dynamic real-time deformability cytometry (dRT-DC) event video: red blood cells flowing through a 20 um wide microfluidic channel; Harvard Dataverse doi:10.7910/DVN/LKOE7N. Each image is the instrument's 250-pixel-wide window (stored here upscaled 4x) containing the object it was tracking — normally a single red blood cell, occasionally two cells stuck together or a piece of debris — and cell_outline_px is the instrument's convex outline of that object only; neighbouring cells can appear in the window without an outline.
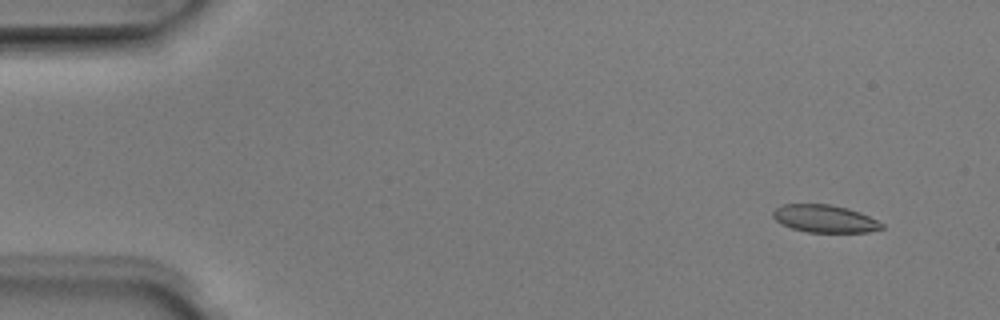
{"species": "Egyptian fruit bat (a non-hibernating species)", "species_latin": "Rousettus aegyptiacus", "temperature_condition": "room temperature", "stored_images_in_passage": 4, "camera_frame_rate_fps": 3000, "um_per_image_px": 0.085, "animal": {"sex": "male"}, "frame": {"image": 1, "passage_image": 1, "time_ms": 0.0, "image_size_px": [1000, 320], "cell_outline_px": [[884, 228], [868, 232], [808, 232], [792, 228], [780, 224], [772, 216], [772, 212], [776, 208], [784, 204], [828, 204], [848, 208], [860, 212], [884, 224]], "centroid_in_image_um": [70.09, 18.59], "position_along_channel_um": 14.9, "area_um2": 17.46}}
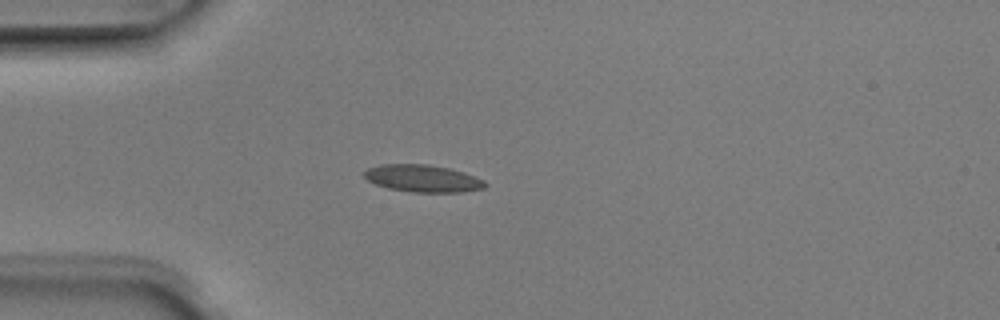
{"frame": {"image": 2, "passage_image": 4, "time_ms": 1.0, "image_size_px": [1000, 320], "cell_outline_px": [[488, 184], [484, 188], [464, 192], [412, 192], [388, 188], [376, 184], [368, 180], [364, 176], [364, 172], [368, 168], [380, 164], [428, 164], [448, 168], [464, 172], [484, 180]], "centroid_in_image_um": [35.95, 15.16], "position_along_channel_um": 49.0, "area_um2": 19.19}}